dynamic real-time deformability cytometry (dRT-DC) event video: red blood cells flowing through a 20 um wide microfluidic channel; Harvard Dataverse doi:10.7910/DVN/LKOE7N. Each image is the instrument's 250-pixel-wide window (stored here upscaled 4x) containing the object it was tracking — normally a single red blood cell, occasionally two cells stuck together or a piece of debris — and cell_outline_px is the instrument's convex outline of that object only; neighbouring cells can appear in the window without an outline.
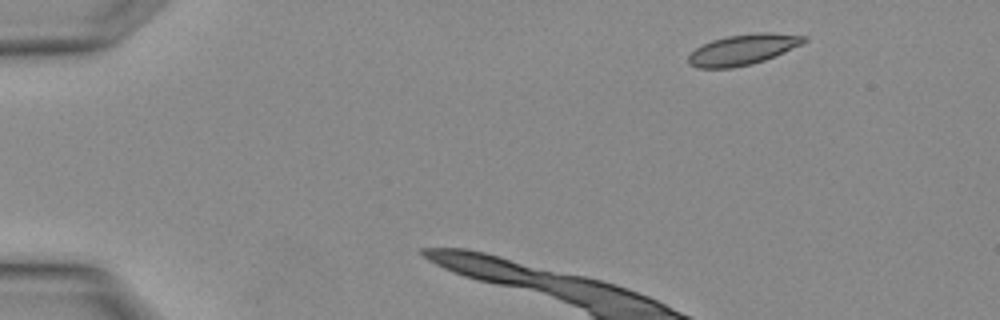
{"species": "Egyptian fruit bat (a non-hibernating species)", "species_latin": "Rousettus aegyptiacus", "temperature_condition": "warm", "stored_images_in_passage": 3, "camera_frame_rate_fps": 3000, "um_per_image_px": 0.085, "animal": {"sex": "female"}, "frame": {"image": 1, "passage_image": 1, "time_ms": 0.0, "image_size_px": [1000, 320], "cell_outline_px": [[808, 40], [800, 44], [764, 60], [752, 64], [732, 68], [696, 68], [688, 64], [688, 56], [696, 48], [712, 40], [728, 36], [760, 32], [768, 32], [808, 36]], "centroid_in_image_um": [63.11, 4.22], "position_along_channel_um": 21.9, "area_um2": 20.35}}
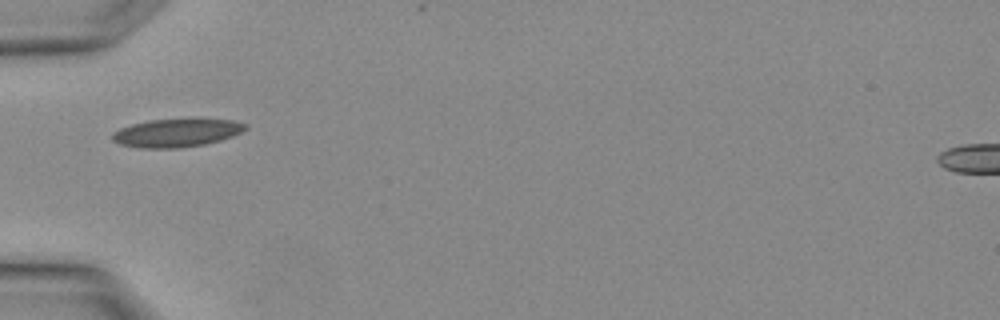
{"frame": {"image": 2, "passage_image": 3, "time_ms": 0.667, "image_size_px": [1000, 320], "cell_outline_px": [[248, 128], [232, 136], [220, 140], [204, 144], [180, 148], [136, 148], [120, 144], [112, 140], [112, 132], [120, 128], [132, 124], [148, 120], [196, 116], [232, 120], [248, 124]], "centroid_in_image_um": [15.04, 11.24], "position_along_channel_um": 70.0, "area_um2": 22.83}}